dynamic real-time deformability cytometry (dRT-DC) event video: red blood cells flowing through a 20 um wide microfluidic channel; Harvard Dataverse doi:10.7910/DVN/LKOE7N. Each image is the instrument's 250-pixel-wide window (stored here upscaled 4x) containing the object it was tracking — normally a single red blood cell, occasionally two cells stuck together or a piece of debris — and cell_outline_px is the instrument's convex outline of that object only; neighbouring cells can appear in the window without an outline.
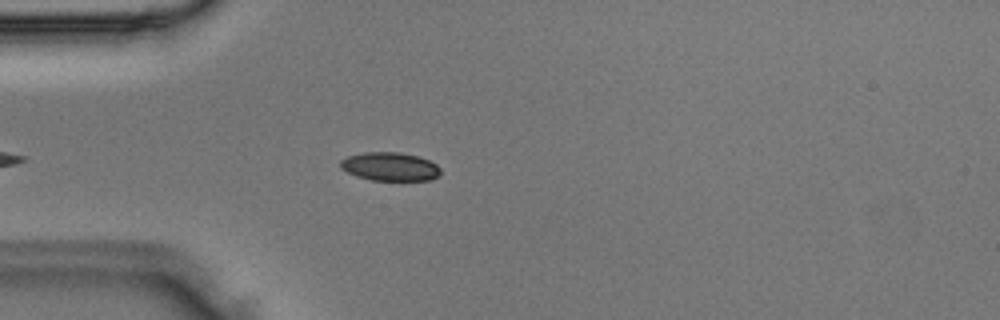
{"species": "Egyptian fruit bat (a non-hibernating species)", "species_latin": "Rousettus aegyptiacus", "temperature_condition": "room temperature", "stored_images_in_passage": 2, "camera_frame_rate_fps": 3000, "um_per_image_px": 0.085, "animal": {"sex": "male"}, "frame": {"image": 1, "passage_image": 2, "time_ms": 0.333, "image_size_px": [1000, 320], "cell_outline_px": [[440, 176], [432, 180], [372, 180], [356, 176], [340, 168], [340, 160], [348, 156], [364, 152], [400, 152], [416, 156], [428, 160], [436, 164], [440, 168]], "centroid_in_image_um": [33.15, 14.16], "position_along_channel_um": 51.8, "area_um2": 16.65}}